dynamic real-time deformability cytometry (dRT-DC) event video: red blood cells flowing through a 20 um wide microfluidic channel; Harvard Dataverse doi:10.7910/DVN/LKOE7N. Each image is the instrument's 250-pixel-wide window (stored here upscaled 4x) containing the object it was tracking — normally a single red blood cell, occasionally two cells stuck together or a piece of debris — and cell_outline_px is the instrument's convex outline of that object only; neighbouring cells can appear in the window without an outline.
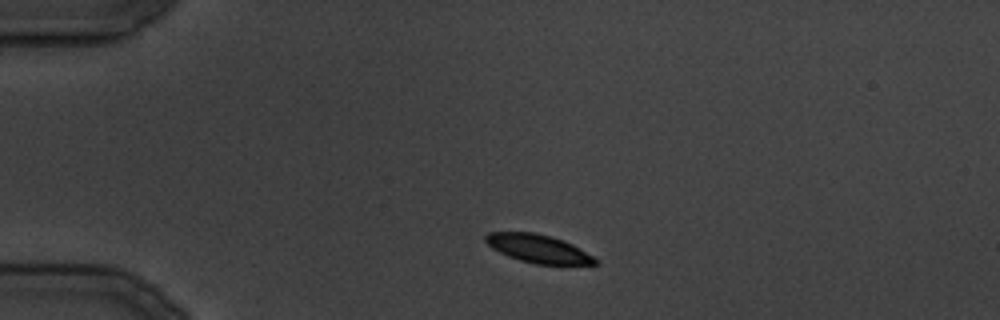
{"species": "common noctule bat (a hibernating species)", "species_latin": "Nyctalus noctula", "temperature_condition": "cold", "stored_images_in_passage": 27, "camera_frame_rate_fps": 3000, "um_per_image_px": 0.085, "animal": {"sex": "male", "body_mass_g": 19.5, "forearm_length_mm": 54.6}, "frame": {"image": 1, "passage_image": 1, "time_ms": 0.0, "image_size_px": [1000, 320], "cell_outline_px": [[600, 264], [536, 264], [520, 260], [508, 256], [492, 248], [484, 240], [484, 236], [488, 232], [536, 232], [552, 236], [564, 240], [572, 244], [600, 260]], "centroid_in_image_um": [45.76, 21.12], "position_along_channel_um": 39.2, "area_um2": 18.09}}
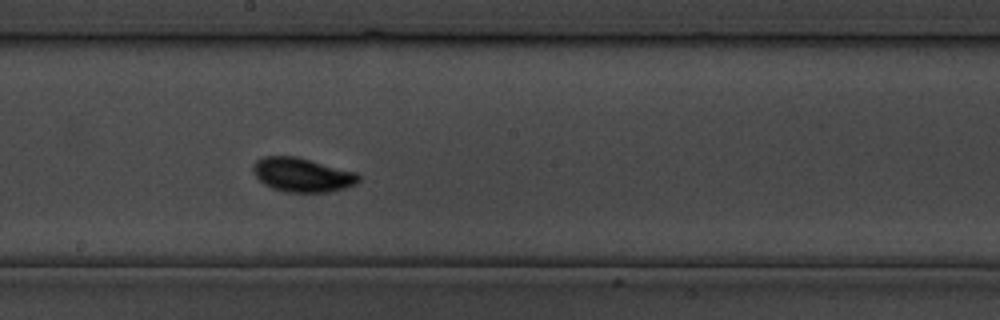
{"frame": {"image": 2, "passage_image": 12, "time_ms": 14.333, "image_size_px": [1000, 320], "cell_outline_px": [[360, 180], [356, 184], [344, 188], [328, 192], [284, 192], [272, 188], [264, 184], [256, 176], [252, 168], [252, 164], [256, 160], [264, 156], [296, 156], [356, 172], [360, 176]], "centroid_in_image_um": [25.68, 14.86], "position_along_channel_um": 222.5, "area_um2": 20.98}}
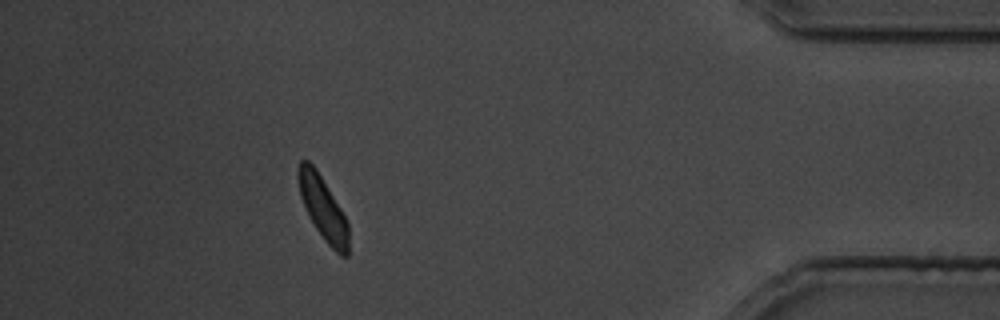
{"frame": {"image": 3, "passage_image": 24, "time_ms": 29.0, "image_size_px": [1000, 320], "cell_outline_px": [[348, 256], [340, 256], [324, 240], [308, 216], [300, 196], [296, 176], [296, 172], [300, 160], [308, 160], [316, 168], [340, 208], [348, 224]], "centroid_in_image_um": [27.41, 17.67], "position_along_channel_um": 407.8, "area_um2": 18.5}}